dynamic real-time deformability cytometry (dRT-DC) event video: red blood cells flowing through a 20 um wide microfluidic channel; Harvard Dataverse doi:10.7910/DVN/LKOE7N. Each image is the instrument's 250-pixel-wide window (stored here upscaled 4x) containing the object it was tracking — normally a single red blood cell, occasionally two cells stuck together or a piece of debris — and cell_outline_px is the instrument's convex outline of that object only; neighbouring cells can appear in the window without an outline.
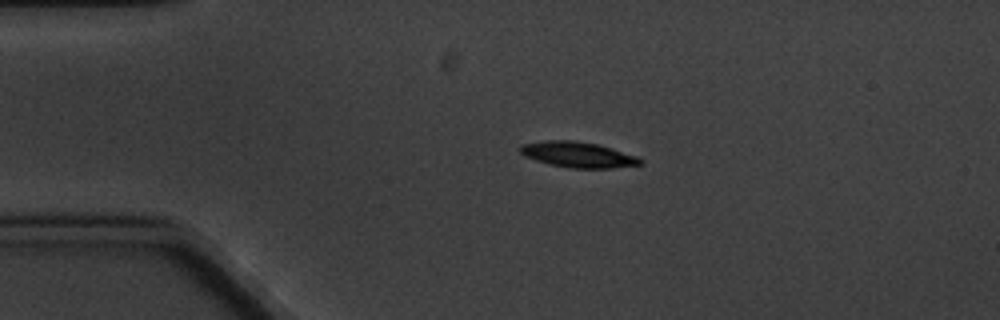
{"species": "common noctule bat (a hibernating species)", "species_latin": "Nyctalus noctula", "temperature_condition": "cold", "stored_images_in_passage": 8, "camera_frame_rate_fps": 3000, "um_per_image_px": 0.085, "animal": {"sex": "male", "body_mass_g": 20.1, "forearm_length_mm": 53.5}, "frame": {"image": 1, "passage_image": 2, "time_ms": 2.0, "image_size_px": [1000, 320], "cell_outline_px": [[644, 164], [612, 168], [572, 168], [552, 164], [536, 160], [524, 156], [520, 152], [520, 144], [548, 140], [572, 140], [596, 144], [612, 148], [636, 156]], "centroid_in_image_um": [49.11, 13.14], "position_along_channel_um": 35.9, "area_um2": 17.69}}
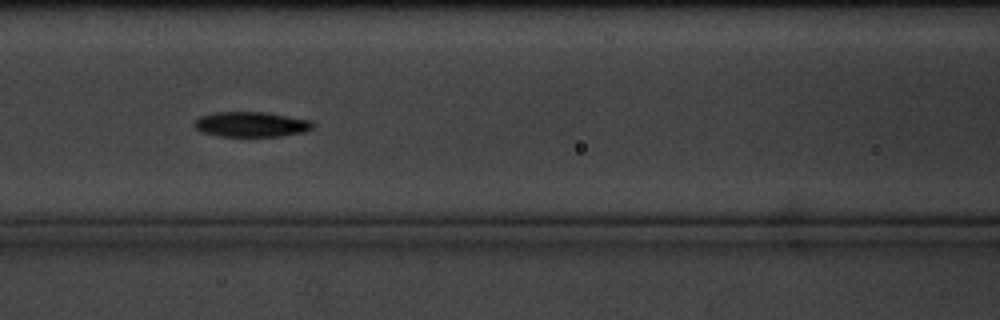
{"frame": {"image": 2, "passage_image": 6, "time_ms": 6.333, "image_size_px": [1000, 320], "cell_outline_px": [[312, 128], [304, 132], [280, 136], [216, 136], [200, 132], [192, 124], [200, 116], [216, 112], [264, 112], [312, 120]], "centroid_in_image_um": [21.31, 10.57], "position_along_channel_um": 145.3, "area_um2": 17.34}}
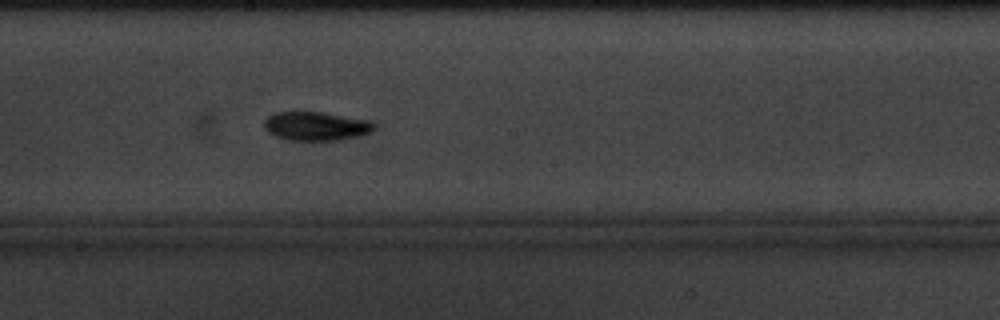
{"frame": {"image": 3, "passage_image": 8, "time_ms": 8.667, "image_size_px": [1000, 320], "cell_outline_px": [[376, 128], [372, 132], [360, 136], [340, 140], [312, 144], [288, 140], [276, 136], [268, 132], [264, 128], [264, 120], [268, 116], [276, 112], [324, 112], [368, 120], [376, 124]], "centroid_in_image_um": [26.88, 10.77], "position_along_channel_um": 221.3, "area_um2": 19.36}}